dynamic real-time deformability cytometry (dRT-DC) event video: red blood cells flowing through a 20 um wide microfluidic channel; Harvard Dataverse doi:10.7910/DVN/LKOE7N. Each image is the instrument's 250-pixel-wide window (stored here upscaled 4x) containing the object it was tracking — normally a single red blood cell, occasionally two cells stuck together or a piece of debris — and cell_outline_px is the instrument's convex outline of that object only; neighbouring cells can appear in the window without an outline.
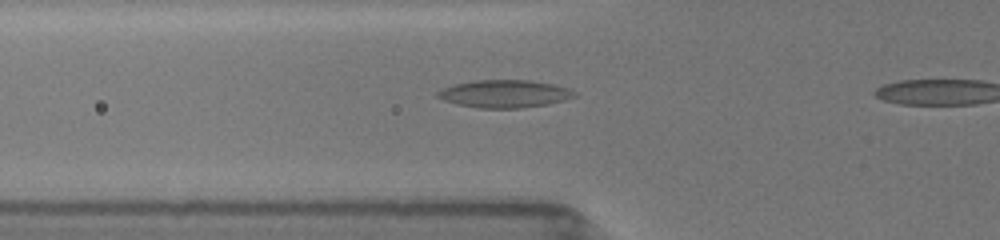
{"species": "common noctule bat (a hibernating species)", "species_latin": "Nyctalus noctula", "temperature_condition": "room temperature", "stored_images_in_passage": 17, "segment_of_instrument_passage": [1, 2], "camera_frame_rate_fps": 3000, "um_per_image_px": 0.085, "animal": {"sex": "female", "body_mass_g": 19.5, "forearm_length_mm": 54.1}, "frame": {"image": 1, "passage_image": 3, "time_ms": 1.0, "image_size_px": [1000, 240], "cell_outline_px": [[580, 96], [548, 104], [524, 108], [480, 108], [460, 104], [444, 100], [436, 96], [436, 92], [440, 88], [456, 84], [476, 80], [528, 80], [552, 84], [572, 88]], "centroid_in_image_um": [42.95, 7.97], "position_along_channel_um": 82.9, "area_um2": 22.2}}
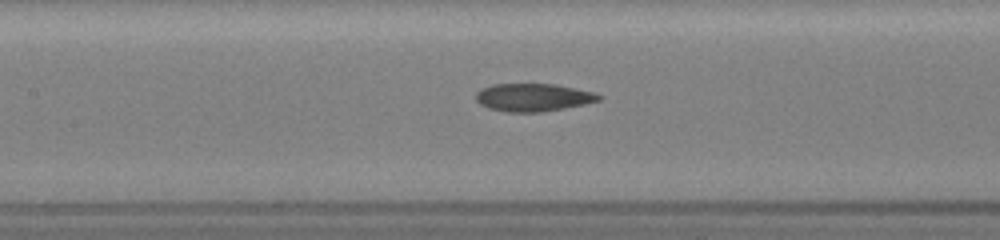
{"frame": {"image": 2, "passage_image": 7, "time_ms": 3.0, "image_size_px": [1000, 240], "cell_outline_px": [[600, 100], [584, 104], [564, 108], [540, 112], [508, 112], [488, 108], [480, 104], [476, 100], [476, 92], [480, 88], [492, 84], [556, 84], [596, 92], [600, 96]], "centroid_in_image_um": [45.3, 8.27], "position_along_channel_um": 162.1, "area_um2": 20.0}}
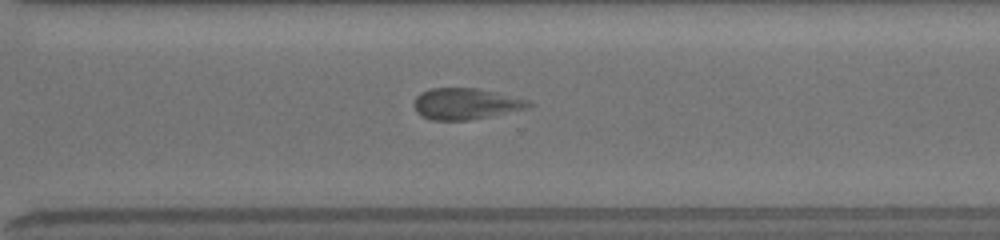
{"frame": {"image": 3, "passage_image": 15, "time_ms": 7.333, "image_size_px": [1000, 240], "cell_outline_px": [[536, 104], [528, 108], [472, 120], [432, 120], [416, 112], [412, 104], [416, 96], [420, 92], [428, 88], [476, 88], [528, 100]], "centroid_in_image_um": [39.56, 8.82], "position_along_channel_um": 331.0, "area_um2": 20.92}}